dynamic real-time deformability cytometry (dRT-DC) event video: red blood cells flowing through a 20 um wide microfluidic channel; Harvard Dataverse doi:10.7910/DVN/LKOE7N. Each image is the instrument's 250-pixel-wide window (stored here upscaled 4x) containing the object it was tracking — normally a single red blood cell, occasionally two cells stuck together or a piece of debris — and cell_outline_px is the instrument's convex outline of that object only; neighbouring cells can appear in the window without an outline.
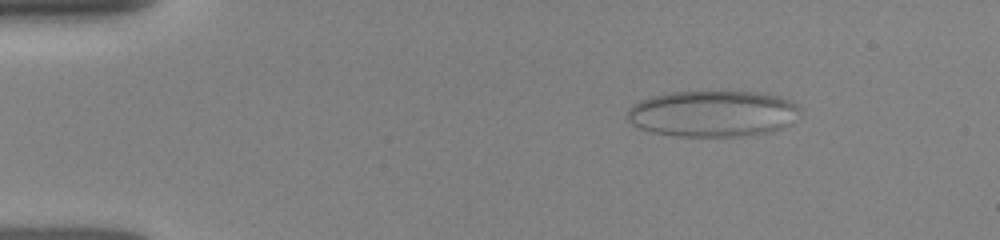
{"species": "human", "species_latin": "Homo sapiens", "temperature_condition": "room temperature", "stored_images_in_passage": 37, "camera_frame_rate_fps": 3000, "um_per_image_px": 0.085, "donor": {"sex": "female"}, "frame": {"image": 1, "passage_image": 1, "time_ms": 0.0, "image_size_px": [1000, 240], "cell_outline_px": [[800, 112], [792, 124], [772, 132], [744, 136], [672, 136], [652, 132], [640, 128], [624, 120], [624, 116], [628, 108], [632, 104], [640, 100], [652, 96], [672, 92], [756, 92], [776, 96], [788, 100], [796, 104], [800, 108]], "centroid_in_image_um": [60.54, 9.67], "position_along_channel_um": 24.5, "area_um2": 46.99}}
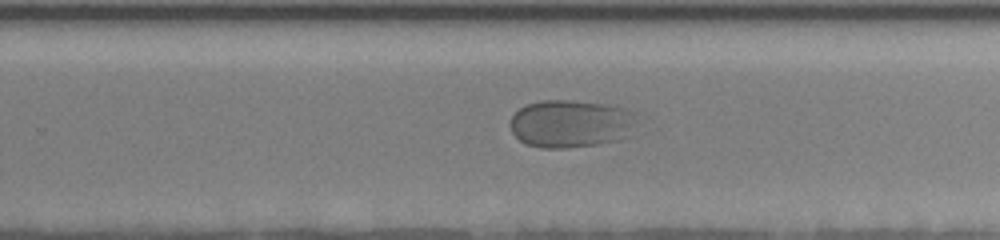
{"frame": {"image": 2, "passage_image": 21, "time_ms": 8.333, "image_size_px": [1000, 240], "cell_outline_px": [[636, 112], [632, 136], [616, 140], [596, 144], [568, 148], [540, 148], [524, 144], [512, 132], [508, 124], [512, 116], [520, 108], [528, 104], [540, 100], [572, 100], [608, 104], [624, 108]], "centroid_in_image_um": [48.52, 10.51], "position_along_channel_um": 281.3, "area_um2": 35.72}}
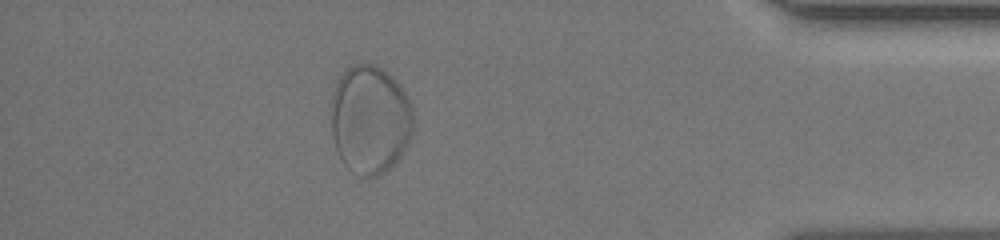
{"frame": {"image": 3, "passage_image": 33, "time_ms": 12.333, "image_size_px": [1000, 240], "cell_outline_px": [[412, 132], [408, 144], [404, 152], [392, 168], [376, 176], [360, 176], [352, 172], [340, 160], [336, 152], [332, 136], [328, 112], [332, 92], [336, 80], [344, 68], [352, 64], [376, 64], [388, 72], [396, 80], [404, 92], [412, 108]], "centroid_in_image_um": [31.39, 10.15], "position_along_channel_um": 403.8, "area_um2": 53.41}}